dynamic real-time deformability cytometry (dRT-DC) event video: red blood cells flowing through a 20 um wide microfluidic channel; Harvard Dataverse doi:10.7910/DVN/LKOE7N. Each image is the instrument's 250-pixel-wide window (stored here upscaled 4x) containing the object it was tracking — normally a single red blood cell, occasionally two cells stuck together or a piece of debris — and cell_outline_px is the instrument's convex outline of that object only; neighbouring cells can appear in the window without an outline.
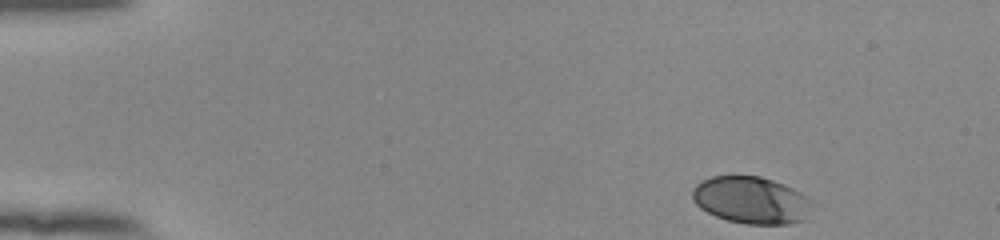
{"species": "human", "species_latin": "Homo sapiens", "temperature_condition": "room temperature", "stored_images_in_passage": 49, "camera_frame_rate_fps": 3000, "um_per_image_px": 0.085, "donor": {"sex": "female"}, "frame": {"image": 1, "passage_image": 1, "time_ms": 0.0, "image_size_px": [1000, 240], "cell_outline_px": [[812, 200], [804, 220], [788, 224], [744, 224], [728, 220], [716, 216], [700, 208], [692, 200], [692, 188], [696, 184], [712, 176], [760, 176], [784, 184], [808, 196]], "centroid_in_image_um": [63.83, 17.01], "position_along_channel_um": 21.2, "area_um2": 32.77}}
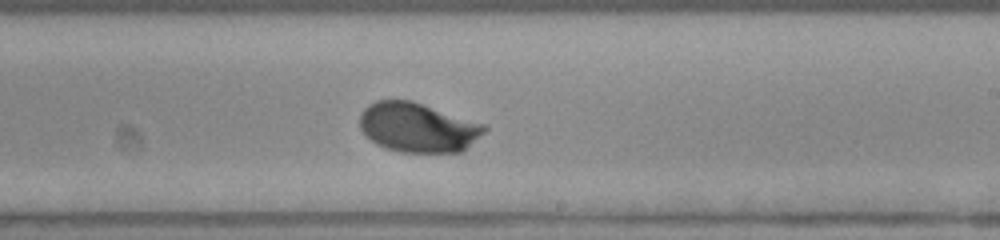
{"frame": {"image": 2, "passage_image": 28, "time_ms": 9.0, "image_size_px": [1000, 240], "cell_outline_px": [[488, 128], [484, 132], [460, 152], [400, 152], [384, 148], [376, 144], [360, 128], [360, 112], [368, 104], [376, 100], [412, 100], [484, 124]], "centroid_in_image_um": [35.48, 10.82], "position_along_channel_um": 253.5, "area_um2": 35.72}}
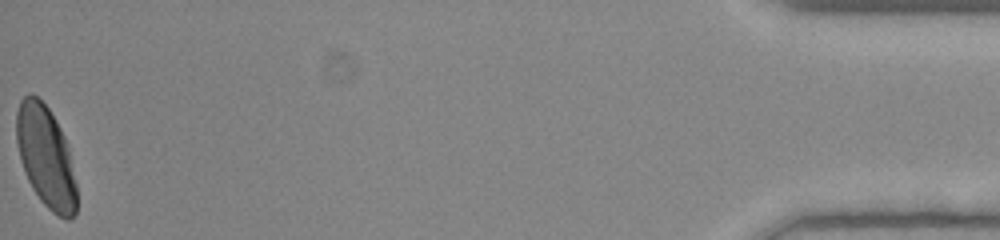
{"frame": {"image": 3, "passage_image": 49, "time_ms": 16.0, "image_size_px": [1000, 240], "cell_outline_px": [[76, 212], [68, 220], [56, 216], [40, 200], [32, 188], [24, 172], [20, 160], [16, 140], [16, 112], [20, 100], [28, 92], [32, 92], [48, 108], [56, 120], [64, 136], [68, 148], [76, 184]], "centroid_in_image_um": [3.87, 13.32], "position_along_channel_um": 431.3, "area_um2": 35.66}, "authors_computed_cell_mechanics": {"area_um2": 35.0846, "velocity_mm_per_s": 3.8155, "shape_relaxation_time_tau1_ms": 3.3885, "shape_relaxation_time_tau2_ms": null, "deformation_change_tau1": 0.1491, "deformation_change_tau2": null}}